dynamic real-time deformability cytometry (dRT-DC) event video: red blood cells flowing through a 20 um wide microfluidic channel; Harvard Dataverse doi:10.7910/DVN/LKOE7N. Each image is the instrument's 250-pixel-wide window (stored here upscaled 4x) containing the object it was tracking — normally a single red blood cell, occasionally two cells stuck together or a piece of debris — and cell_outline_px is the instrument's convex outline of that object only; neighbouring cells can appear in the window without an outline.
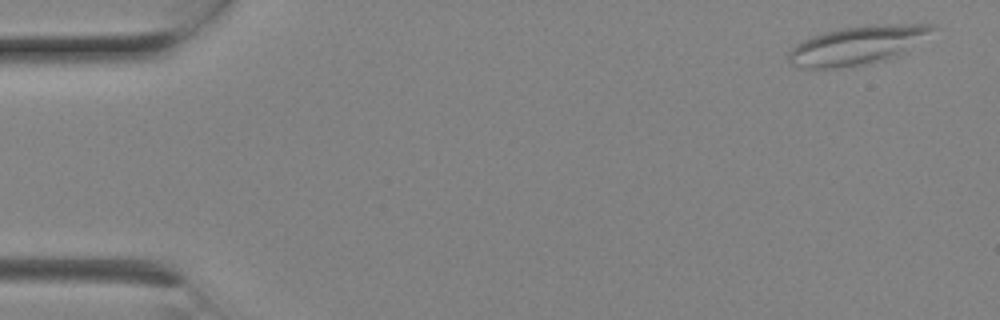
{"species": "Egyptian fruit bat (a non-hibernating species)", "species_latin": "Rousettus aegyptiacus", "temperature_condition": "room temperature", "stored_images_in_passage": 6, "camera_frame_rate_fps": 3000, "um_per_image_px": 0.085, "animal": {"sex": "female"}, "frame": {"image": 1, "passage_image": 1, "time_ms": 0.0, "image_size_px": [1000, 320], "cell_outline_px": [[936, 28], [900, 56], [884, 60], [864, 64], [840, 68], [800, 68], [792, 64], [788, 60], [788, 52], [796, 44], [812, 36], [824, 32], [840, 28], [876, 24], [932, 24]], "centroid_in_image_um": [72.85, 3.85], "position_along_channel_um": 12.1, "area_um2": 32.25}}